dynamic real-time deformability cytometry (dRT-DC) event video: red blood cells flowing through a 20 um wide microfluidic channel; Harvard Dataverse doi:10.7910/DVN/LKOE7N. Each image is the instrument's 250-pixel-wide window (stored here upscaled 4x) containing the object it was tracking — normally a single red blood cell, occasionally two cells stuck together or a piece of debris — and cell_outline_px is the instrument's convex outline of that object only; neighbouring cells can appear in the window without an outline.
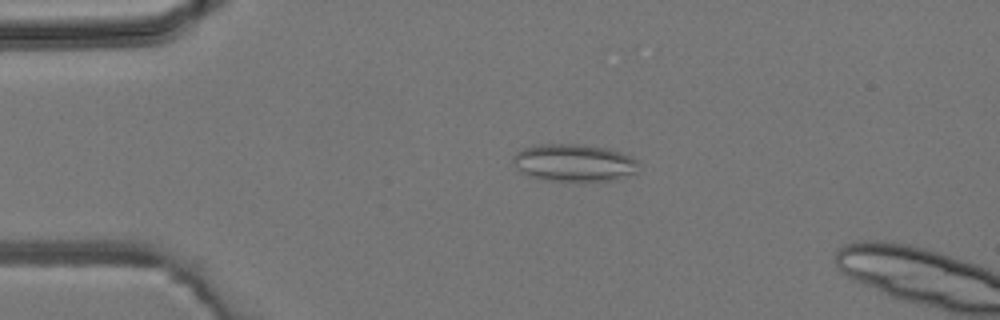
{"species": "common noctule bat (a hibernating species)", "species_latin": "Nyctalus noctula", "temperature_condition": "room temperature", "stored_images_in_passage": 4, "camera_frame_rate_fps": 3000, "um_per_image_px": 0.085, "animal": {"sex": "male", "body_mass_g": 19.2, "forearm_length_mm": 51.8}, "frame": {"image": 1, "passage_image": 3, "time_ms": 2.333, "image_size_px": [1000, 320], "cell_outline_px": [[640, 160], [636, 172], [608, 180], [548, 180], [532, 176], [516, 168], [512, 160], [512, 156], [516, 152], [524, 148], [536, 144], [584, 144], [608, 148], [620, 152]], "centroid_in_image_um": [48.78, 13.8], "position_along_channel_um": 36.2, "area_um2": 27.05}}